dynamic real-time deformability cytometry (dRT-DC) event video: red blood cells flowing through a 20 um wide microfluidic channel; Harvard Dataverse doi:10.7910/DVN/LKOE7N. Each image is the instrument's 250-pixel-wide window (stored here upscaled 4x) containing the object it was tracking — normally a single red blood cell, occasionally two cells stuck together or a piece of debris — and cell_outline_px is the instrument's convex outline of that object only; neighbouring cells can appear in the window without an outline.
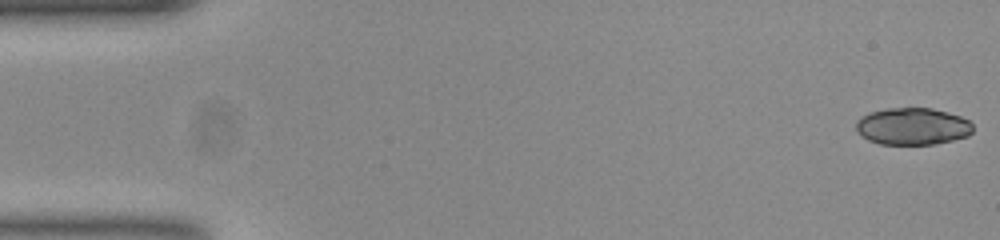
{"species": "common noctule bat (a hibernating species)", "species_latin": "Nyctalus noctula", "temperature_condition": "room temperature", "stored_images_in_passage": 53, "camera_frame_rate_fps": 3000, "um_per_image_px": 0.085, "animal": {"sex": "female", "body_mass_g": 23.0, "forearm_length_mm": 53.4}, "frame": {"image": 1, "passage_image": 1, "time_ms": 0.0, "image_size_px": [1000, 240], "cell_outline_px": [[972, 132], [968, 136], [936, 144], [880, 144], [868, 140], [860, 136], [856, 128], [856, 120], [872, 112], [888, 108], [932, 108], [948, 112], [960, 116], [968, 120], [972, 124]], "centroid_in_image_um": [77.57, 10.74], "position_along_channel_um": 7.4, "area_um2": 25.2}}
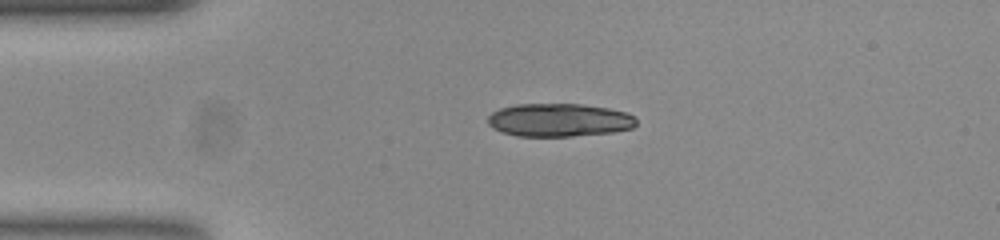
{"frame": {"image": 2, "passage_image": 12, "time_ms": 3.667, "image_size_px": [1000, 240], "cell_outline_px": [[636, 124], [632, 128], [612, 132], [572, 136], [520, 136], [504, 132], [488, 124], [488, 116], [492, 112], [500, 108], [516, 104], [584, 104], [608, 108], [624, 112], [636, 116]], "centroid_in_image_um": [47.55, 10.19], "position_along_channel_um": 37.5, "area_um2": 28.55}, "authors_computed_cell_mechanics": {"area_um2": 26.3568, "velocity_mm_per_s": 3.7851, "shape_relaxation_time_tau1_ms": 3.4261, "shape_relaxation_time_tau2_ms": 5.7582, "deformation_change_tau1": 0.2655, "deformation_change_tau2": 0.1172}}